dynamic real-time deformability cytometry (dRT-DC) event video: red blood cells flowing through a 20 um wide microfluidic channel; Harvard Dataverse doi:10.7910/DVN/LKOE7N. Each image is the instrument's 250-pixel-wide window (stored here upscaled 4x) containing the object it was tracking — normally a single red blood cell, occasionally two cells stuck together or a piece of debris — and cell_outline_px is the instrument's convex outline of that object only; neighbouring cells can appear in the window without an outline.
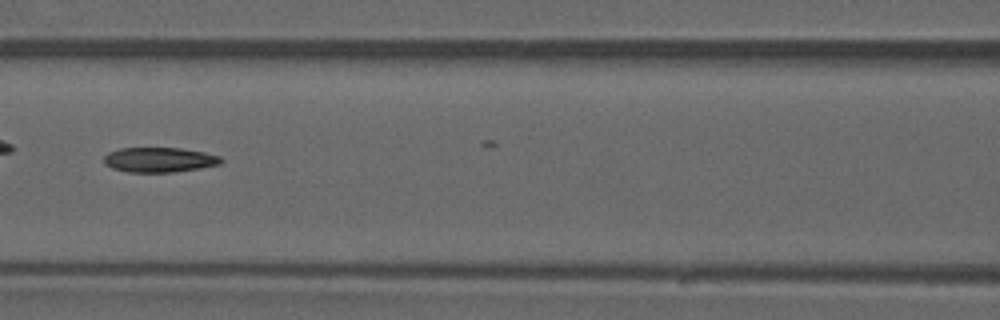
{"species": "common noctule bat (a hibernating species)", "species_latin": "Nyctalus noctula", "temperature_condition": "warm", "stored_images_in_passage": 38, "camera_frame_rate_fps": 3000, "um_per_image_px": 0.085, "animal": {"sex": "male", "forearm_length_mm": 52.5}, "frame": {"image": 1, "passage_image": 22, "time_ms": 7.0, "image_size_px": [1000, 320], "cell_outline_px": [[224, 160], [220, 164], [200, 168], [176, 172], [128, 172], [112, 168], [104, 164], [104, 156], [108, 152], [120, 148], [180, 148], [204, 152], [220, 156]], "centroid_in_image_um": [13.54, 13.58], "position_along_channel_um": 153.1, "area_um2": 17.05}}